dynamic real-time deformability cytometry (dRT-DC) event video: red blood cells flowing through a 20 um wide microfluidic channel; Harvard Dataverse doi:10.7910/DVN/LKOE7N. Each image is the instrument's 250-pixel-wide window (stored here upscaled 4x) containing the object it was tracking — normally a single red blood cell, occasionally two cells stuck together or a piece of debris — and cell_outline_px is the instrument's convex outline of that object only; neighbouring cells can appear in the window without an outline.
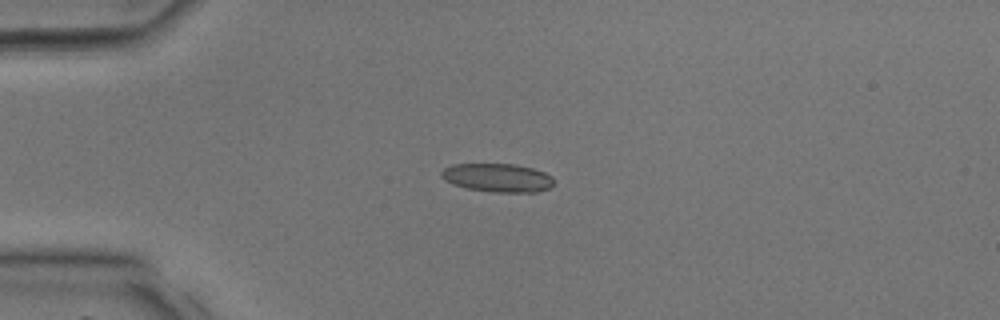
{"species": "common noctule bat (a hibernating species)", "species_latin": "Nyctalus noctula", "temperature_condition": "room temperature", "stored_images_in_passage": 29, "camera_frame_rate_fps": 3000, "um_per_image_px": 0.085, "animal": {"sex": "male", "body_mass_g": 17.9, "forearm_length_mm": 54.2}, "frame": {"image": 1, "passage_image": 1, "time_ms": 0.0, "image_size_px": [1000, 320], "cell_outline_px": [[552, 184], [548, 188], [536, 192], [492, 192], [468, 188], [452, 184], [444, 180], [440, 176], [440, 172], [444, 168], [452, 164], [516, 164], [532, 168], [544, 172], [552, 176]], "centroid_in_image_um": [42.25, 15.1], "position_along_channel_um": 42.7, "area_um2": 18.67}}
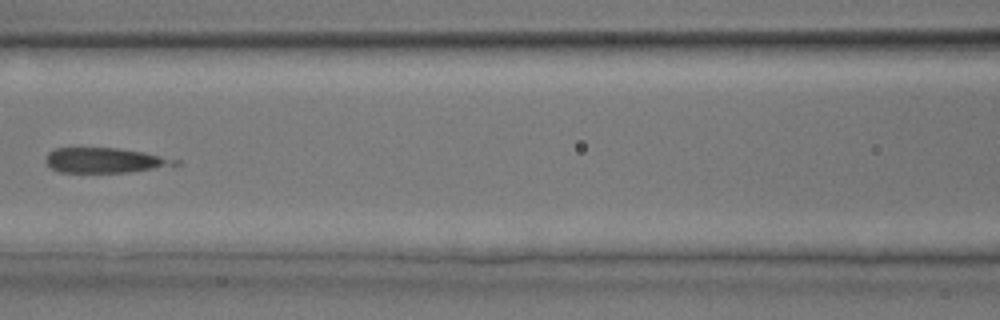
{"frame": {"image": 2, "passage_image": 9, "time_ms": 2.667, "image_size_px": [1000, 320], "cell_outline_px": [[180, 164], [128, 172], [60, 172], [52, 168], [44, 160], [48, 152], [56, 148], [120, 148], [144, 152], [180, 160]], "centroid_in_image_um": [8.9, 13.62], "position_along_channel_um": 157.7, "area_um2": 18.73}}
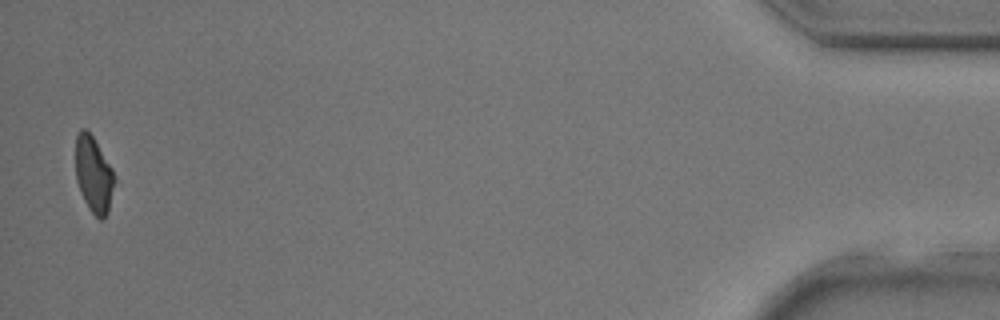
{"frame": {"image": 3, "passage_image": 29, "time_ms": 9.333, "image_size_px": [1000, 320], "cell_outline_px": [[116, 180], [108, 212], [104, 220], [100, 220], [88, 208], [80, 192], [76, 180], [76, 136], [80, 128], [84, 128], [92, 136], [112, 168], [116, 176]], "centroid_in_image_um": [7.97, 14.87], "position_along_channel_um": 427.2, "area_um2": 17.34}}